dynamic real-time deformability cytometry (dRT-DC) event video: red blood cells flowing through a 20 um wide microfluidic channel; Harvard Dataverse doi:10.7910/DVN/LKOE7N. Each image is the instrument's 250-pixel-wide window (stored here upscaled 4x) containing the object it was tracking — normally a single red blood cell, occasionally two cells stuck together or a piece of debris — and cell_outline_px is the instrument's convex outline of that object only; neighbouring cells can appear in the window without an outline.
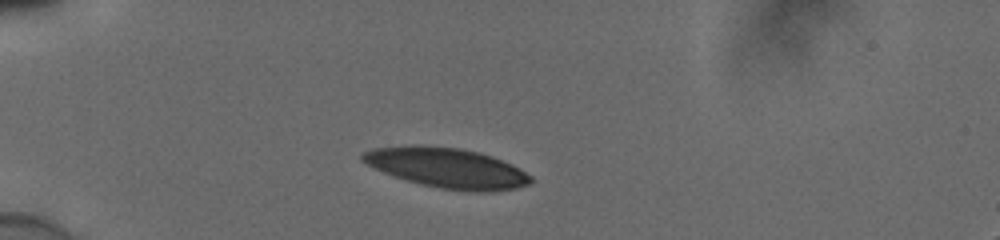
{"species": "human", "species_latin": "Homo sapiens", "temperature_condition": "cold", "stored_images_in_passage": 40, "camera_frame_rate_fps": 3000, "um_per_image_px": 0.085, "donor": {"sex": "male"}, "frame": {"image": 1, "passage_image": 1, "time_ms": 0.0, "image_size_px": [1000, 240], "cell_outline_px": [[532, 184], [516, 188], [492, 192], [468, 192], [440, 188], [420, 184], [404, 180], [392, 176], [372, 168], [360, 160], [360, 156], [364, 152], [372, 148], [416, 144], [460, 148], [492, 156], [512, 164], [520, 168], [532, 176]], "centroid_in_image_um": [37.98, 14.28], "position_along_channel_um": 47.0, "area_um2": 39.88}}
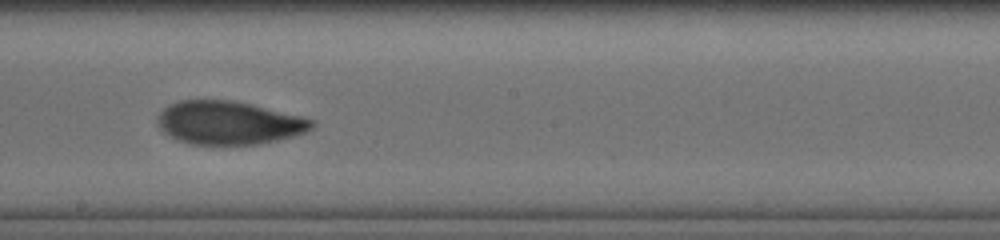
{"frame": {"image": 2, "passage_image": 18, "time_ms": 5.667, "image_size_px": [1000, 240], "cell_outline_px": [[316, 124], [312, 128], [304, 132], [292, 136], [260, 144], [192, 144], [176, 140], [168, 136], [156, 124], [156, 116], [168, 104], [176, 100], [232, 100], [252, 104], [304, 116], [316, 120]], "centroid_in_image_um": [19.43, 10.42], "position_along_channel_um": 228.8, "area_um2": 39.36}}
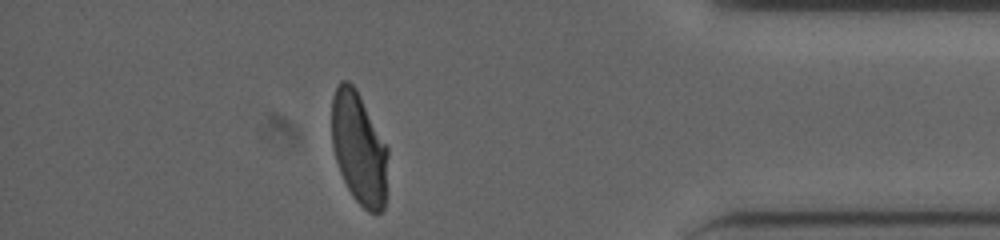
{"frame": {"image": 3, "passage_image": 34, "time_ms": 11.0, "image_size_px": [1000, 240], "cell_outline_px": [[388, 156], [384, 208], [380, 212], [368, 212], [352, 196], [340, 172], [336, 160], [332, 144], [332, 96], [340, 80], [348, 80], [356, 88], [388, 148]], "centroid_in_image_um": [30.51, 12.59], "position_along_channel_um": 404.7, "area_um2": 36.59}, "authors_computed_cell_mechanics": {"area_um2": 39.1306, "velocity_mm_per_s": 3.8543, "shape_relaxation_time_tau1_ms": 5.9887, "shape_relaxation_time_tau2_ms": 1.5745, "deformation_change_tau1": 0.1981, "deformation_change_tau2": 0.0664}}